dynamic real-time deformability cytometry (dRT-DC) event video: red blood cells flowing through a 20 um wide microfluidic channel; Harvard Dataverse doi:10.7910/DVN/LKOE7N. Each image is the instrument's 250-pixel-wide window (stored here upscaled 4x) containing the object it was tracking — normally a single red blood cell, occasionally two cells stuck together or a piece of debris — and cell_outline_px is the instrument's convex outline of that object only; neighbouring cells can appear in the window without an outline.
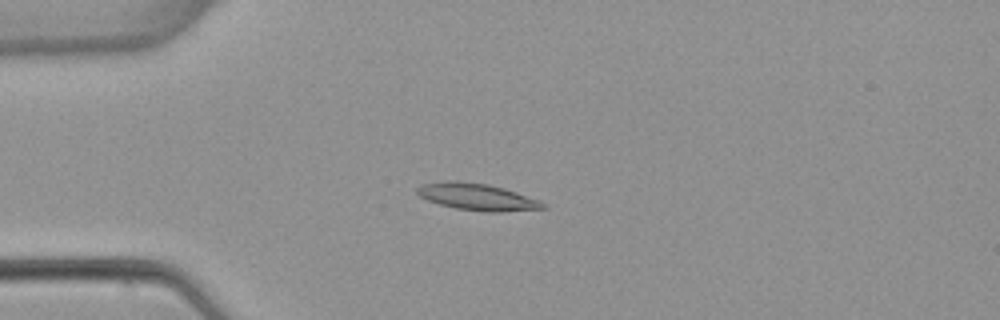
{"species": "common noctule bat (a hibernating species)", "species_latin": "Nyctalus noctula", "temperature_condition": "warm", "stored_images_in_passage": 6, "camera_frame_rate_fps": 3000, "um_per_image_px": 0.085, "animal": {"sex": "female", "body_mass_g": 22.7, "forearm_length_mm": 54.2}, "frame": {"image": 1, "passage_image": 4, "time_ms": 3.667, "image_size_px": [1000, 320], "cell_outline_px": [[548, 208], [500, 212], [484, 212], [456, 208], [440, 204], [428, 200], [420, 196], [416, 192], [416, 188], [420, 184], [444, 180], [456, 180], [488, 184], [504, 188], [540, 200]], "centroid_in_image_um": [40.54, 16.72], "position_along_channel_um": 44.5, "area_um2": 19.83}}
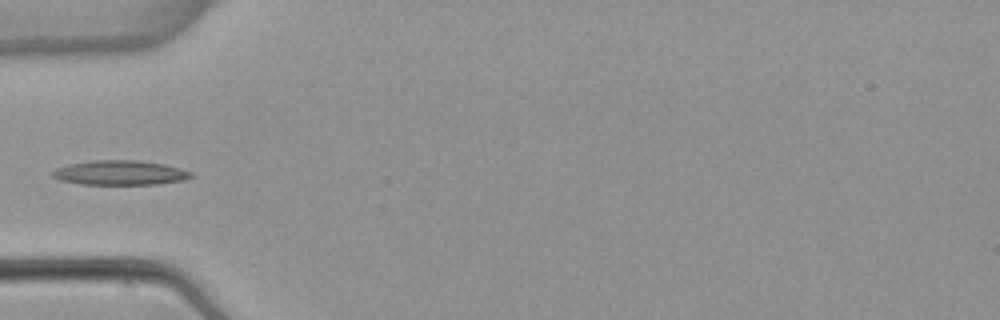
{"frame": {"image": 2, "passage_image": 5, "time_ms": 5.0, "image_size_px": [1000, 320], "cell_outline_px": [[196, 176], [184, 180], [156, 184], [80, 184], [60, 180], [52, 176], [48, 172], [56, 168], [68, 164], [92, 160], [140, 160], [164, 164], [180, 168], [192, 172]], "centroid_in_image_um": [10.2, 14.68], "position_along_channel_um": 74.8, "area_um2": 20.06}}
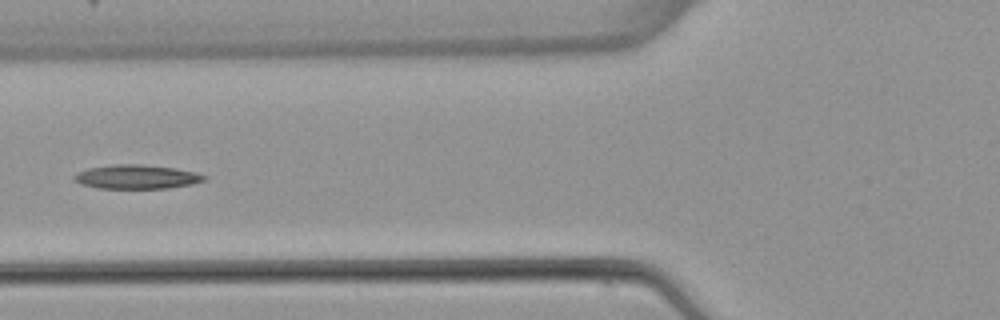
{"frame": {"image": 3, "passage_image": 6, "time_ms": 6.0, "image_size_px": [1000, 320], "cell_outline_px": [[208, 176], [204, 180], [192, 184], [168, 188], [100, 188], [80, 184], [72, 180], [72, 176], [88, 168], [116, 164], [140, 164], [176, 168], [196, 172]], "centroid_in_image_um": [11.62, 15.03], "position_along_channel_um": 114.2, "area_um2": 18.21}}